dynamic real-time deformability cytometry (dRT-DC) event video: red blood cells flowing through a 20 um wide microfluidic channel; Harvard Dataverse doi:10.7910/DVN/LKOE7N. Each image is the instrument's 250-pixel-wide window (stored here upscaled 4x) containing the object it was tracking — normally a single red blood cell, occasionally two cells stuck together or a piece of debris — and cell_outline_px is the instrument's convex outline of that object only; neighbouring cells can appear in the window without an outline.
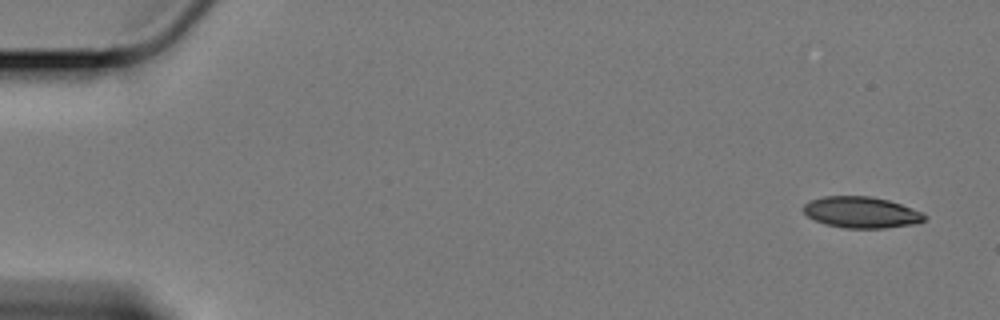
{"species": "Egyptian fruit bat (a non-hibernating species)", "species_latin": "Rousettus aegyptiacus", "temperature_condition": "cold", "stored_images_in_passage": 17, "camera_frame_rate_fps": 3000, "um_per_image_px": 0.085, "animal": {"sex": "female"}, "frame": {"image": 1, "passage_image": 1, "time_ms": 0.0, "image_size_px": [1000, 320], "cell_outline_px": [[928, 216], [924, 220], [916, 224], [884, 228], [844, 228], [824, 224], [808, 216], [804, 212], [804, 204], [808, 200], [824, 196], [868, 196], [888, 200], [924, 212]], "centroid_in_image_um": [73.23, 18.05], "position_along_channel_um": 11.8, "area_um2": 22.14}}
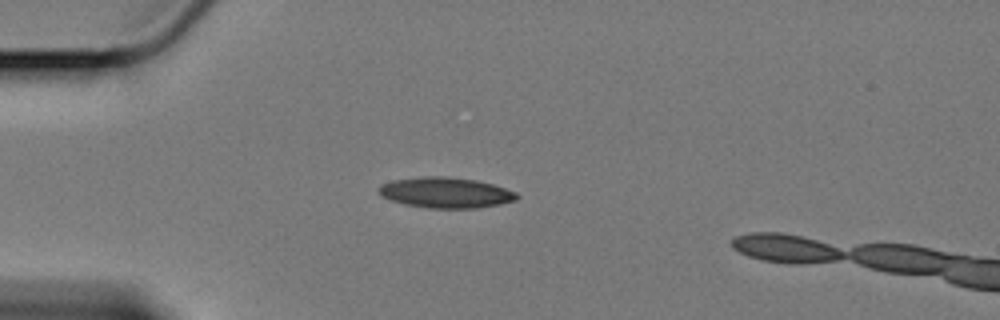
{"frame": {"image": 2, "passage_image": 14, "time_ms": 4.333, "image_size_px": [1000, 320], "cell_outline_px": [[520, 196], [516, 200], [500, 204], [476, 208], [428, 208], [404, 204], [380, 196], [376, 192], [376, 188], [380, 184], [392, 180], [424, 176], [448, 176], [476, 180], [492, 184], [516, 192]], "centroid_in_image_um": [37.84, 16.37], "position_along_channel_um": 47.2, "area_um2": 24.85}}